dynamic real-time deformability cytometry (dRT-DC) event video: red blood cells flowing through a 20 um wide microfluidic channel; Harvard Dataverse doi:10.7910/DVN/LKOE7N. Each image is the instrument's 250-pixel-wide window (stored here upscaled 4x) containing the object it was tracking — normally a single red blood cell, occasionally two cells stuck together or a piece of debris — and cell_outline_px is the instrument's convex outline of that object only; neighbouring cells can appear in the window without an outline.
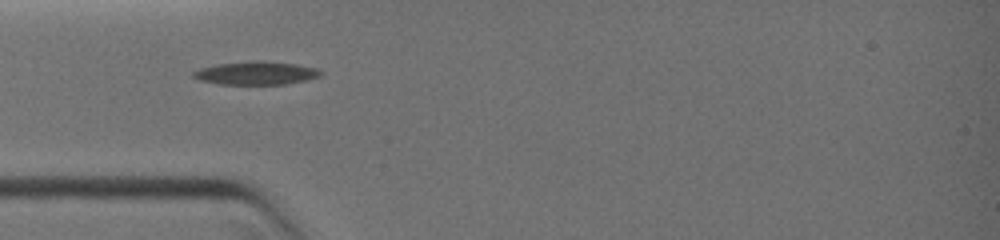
{"species": "common noctule bat (a hibernating species)", "species_latin": "Nyctalus noctula", "temperature_condition": "warm", "stored_images_in_passage": 4, "camera_frame_rate_fps": 3000, "um_per_image_px": 0.085, "animal": {"sex": "female", "body_mass_g": 19.0, "forearm_length_mm": 51.5}, "frame": {"image": 1, "passage_image": 1, "time_ms": 0.0, "image_size_px": [1000, 240], "cell_outline_px": [[324, 72], [320, 76], [308, 80], [284, 84], [220, 84], [200, 80], [192, 76], [192, 72], [200, 68], [216, 64], [256, 60], [264, 60], [296, 64], [320, 68]], "centroid_in_image_um": [21.82, 6.2], "position_along_channel_um": 63.2, "area_um2": 17.46}}
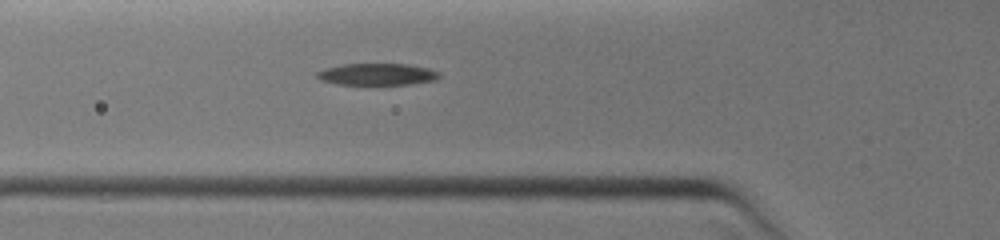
{"frame": {"image": 2, "passage_image": 2, "time_ms": 0.667, "image_size_px": [1000, 240], "cell_outline_px": [[440, 76], [436, 80], [412, 84], [376, 88], [336, 84], [320, 80], [316, 76], [316, 72], [324, 68], [344, 64], [408, 64], [428, 68], [440, 72]], "centroid_in_image_um": [32.04, 6.37], "position_along_channel_um": 93.8, "area_um2": 16.65}}
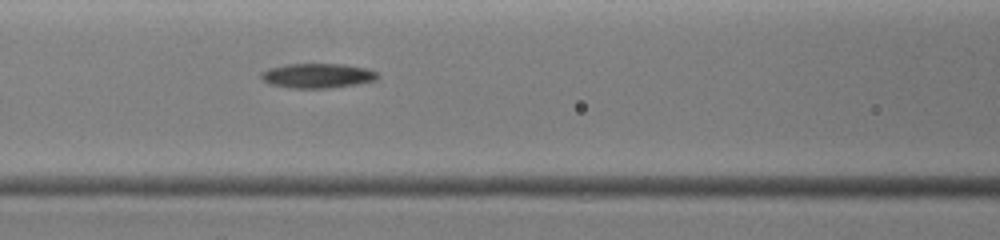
{"frame": {"image": 3, "passage_image": 4, "time_ms": 1.667, "image_size_px": [1000, 240], "cell_outline_px": [[380, 76], [376, 80], [360, 84], [328, 88], [288, 88], [268, 84], [260, 76], [260, 72], [268, 68], [288, 64], [344, 64], [368, 68], [376, 72]], "centroid_in_image_um": [26.99, 6.44], "position_along_channel_um": 139.6, "area_um2": 16.99}}